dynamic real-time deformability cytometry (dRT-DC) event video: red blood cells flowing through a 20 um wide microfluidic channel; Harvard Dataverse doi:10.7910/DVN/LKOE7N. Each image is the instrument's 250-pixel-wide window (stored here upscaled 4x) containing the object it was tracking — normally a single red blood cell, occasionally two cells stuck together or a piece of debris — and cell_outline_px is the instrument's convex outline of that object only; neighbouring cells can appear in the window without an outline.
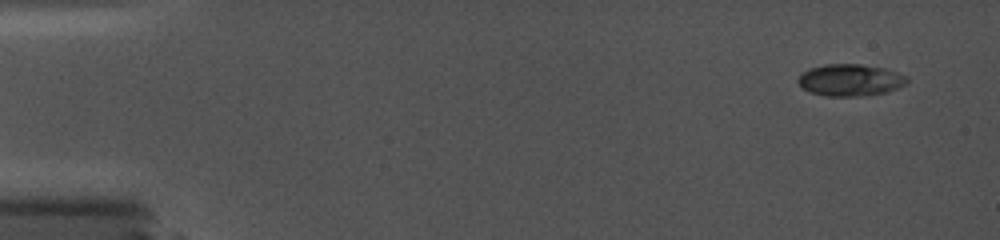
{"species": "common noctule bat (a hibernating species)", "species_latin": "Nyctalus noctula", "temperature_condition": "cold", "stored_images_in_passage": 17, "camera_frame_rate_fps": 5000, "um_per_image_px": 0.085, "animal": {"sex": "female", "body_mass_g": 19.0, "forearm_length_mm": 56.7}, "frame": {"image": 1, "passage_image": 1, "time_ms": 0.0, "image_size_px": [1000, 240], "cell_outline_px": [[908, 84], [888, 92], [856, 96], [828, 96], [812, 92], [804, 88], [796, 80], [804, 72], [812, 68], [824, 64], [860, 64], [884, 68], [908, 76]], "centroid_in_image_um": [72.33, 6.8], "position_along_channel_um": 12.7, "area_um2": 20.06}}
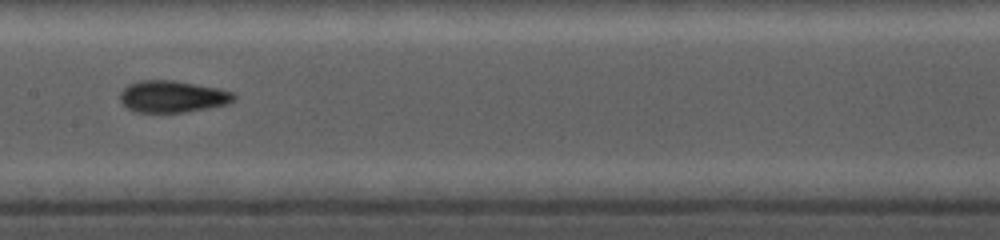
{"frame": {"image": 2, "passage_image": 10, "time_ms": 8.2, "image_size_px": [1000, 240], "cell_outline_px": [[236, 100], [228, 104], [208, 108], [184, 112], [136, 112], [128, 108], [120, 100], [120, 92], [128, 84], [140, 80], [176, 80], [220, 88], [232, 92], [236, 96]], "centroid_in_image_um": [14.69, 8.19], "position_along_channel_um": 192.7, "area_um2": 21.27}}
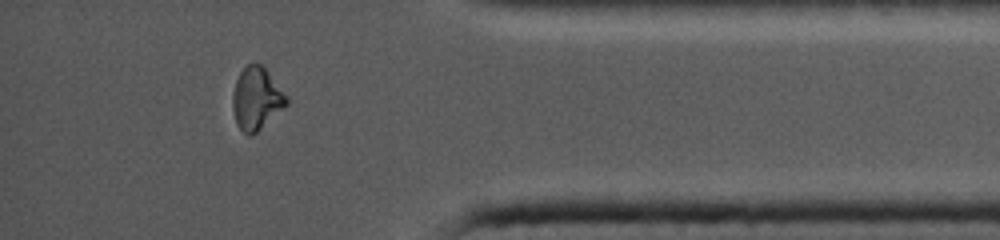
{"frame": {"image": 3, "passage_image": 16, "time_ms": 14.2, "image_size_px": [1000, 240], "cell_outline_px": [[288, 104], [252, 136], [248, 136], [236, 124], [232, 108], [232, 96], [236, 80], [240, 72], [248, 64], [260, 64], [268, 72], [288, 96]], "centroid_in_image_um": [21.79, 8.4], "position_along_channel_um": 413.4, "area_um2": 19.48}}